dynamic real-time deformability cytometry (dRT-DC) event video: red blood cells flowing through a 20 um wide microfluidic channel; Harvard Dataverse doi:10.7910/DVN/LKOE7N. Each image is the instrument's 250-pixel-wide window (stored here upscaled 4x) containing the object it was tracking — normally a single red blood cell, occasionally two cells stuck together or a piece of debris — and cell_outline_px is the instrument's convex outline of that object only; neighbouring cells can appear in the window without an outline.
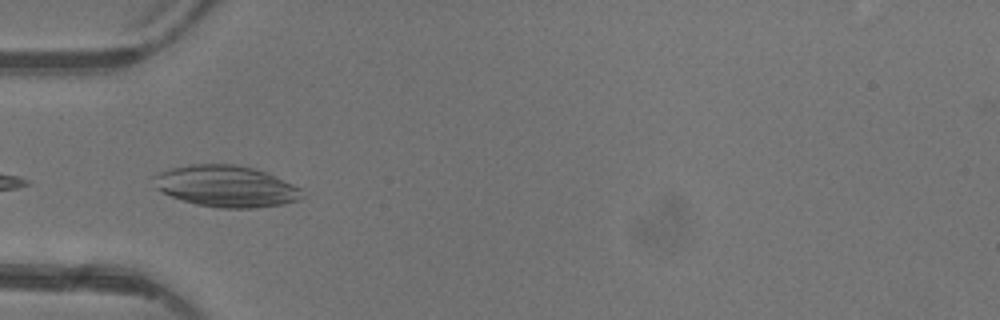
{"species": "common noctule bat (a hibernating species)", "species_latin": "Nyctalus noctula", "temperature_condition": "warm", "stored_images_in_passage": 4, "camera_frame_rate_fps": 3000, "um_per_image_px": 0.085, "animal": {"sex": "female"}, "frame": {"image": 1, "passage_image": 4, "time_ms": 3.667, "image_size_px": [1000, 320], "cell_outline_px": [[304, 196], [300, 200], [284, 204], [256, 208], [220, 208], [196, 204], [160, 192], [156, 188], [152, 176], [160, 172], [172, 168], [192, 164], [236, 164], [268, 172], [300, 188]], "centroid_in_image_um": [19.24, 15.83], "position_along_channel_um": 65.8, "area_um2": 35.89}}